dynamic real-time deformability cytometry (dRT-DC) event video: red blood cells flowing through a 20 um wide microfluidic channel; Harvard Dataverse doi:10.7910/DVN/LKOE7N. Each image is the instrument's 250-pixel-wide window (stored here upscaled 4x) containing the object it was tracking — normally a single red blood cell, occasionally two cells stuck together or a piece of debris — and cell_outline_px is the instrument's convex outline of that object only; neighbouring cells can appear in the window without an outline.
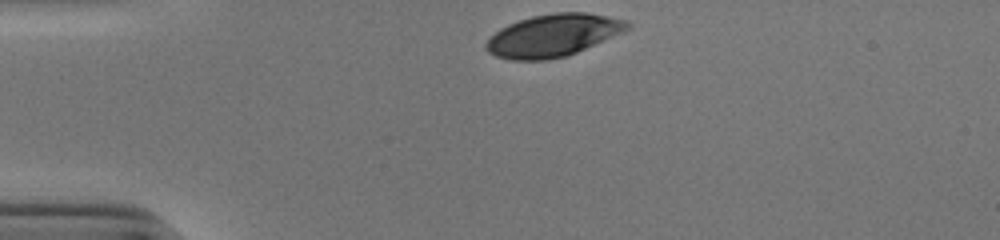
{"species": "human", "species_latin": "Homo sapiens", "temperature_condition": "cold", "stored_images_in_passage": 31, "camera_frame_rate_fps": 3000, "um_per_image_px": 0.085, "donor": {"sex": "male"}, "frame": {"image": 1, "passage_image": 1, "time_ms": 0.0, "image_size_px": [1000, 240], "cell_outline_px": [[632, 24], [624, 32], [568, 56], [548, 60], [512, 60], [496, 56], [488, 52], [484, 48], [484, 44], [500, 28], [508, 24], [532, 16], [556, 12], [584, 12], [628, 20]], "centroid_in_image_um": [47.03, 3.01], "position_along_channel_um": 38.0, "area_um2": 34.97}}
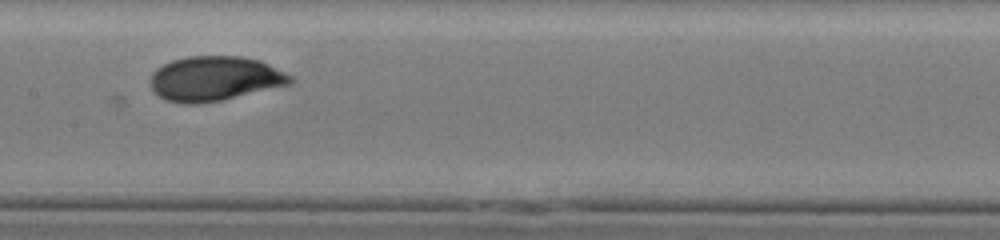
{"frame": {"image": 2, "passage_image": 16, "time_ms": 5.0, "image_size_px": [1000, 240], "cell_outline_px": [[296, 80], [292, 84], [220, 100], [196, 104], [184, 104], [164, 100], [152, 88], [152, 72], [156, 68], [172, 60], [188, 56], [240, 56], [260, 60], [292, 76]], "centroid_in_image_um": [18.27, 6.68], "position_along_channel_um": 189.1, "area_um2": 36.3}}
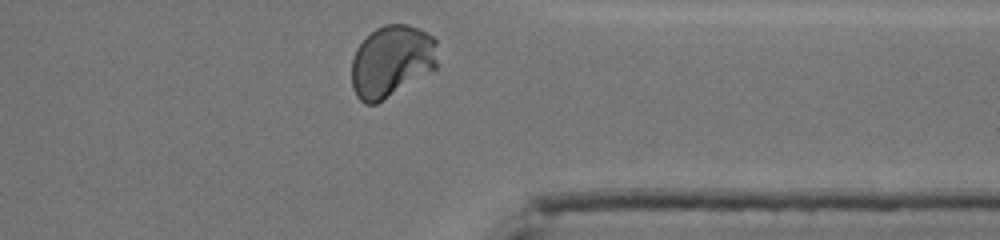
{"frame": {"image": 3, "passage_image": 31, "time_ms": 10.0, "image_size_px": [1000, 240], "cell_outline_px": [[440, 64], [436, 68], [376, 104], [364, 104], [356, 96], [352, 88], [352, 60], [356, 48], [376, 28], [384, 24], [408, 24], [420, 28], [432, 36], [436, 40]], "centroid_in_image_um": [33.31, 5.19], "position_along_channel_um": 378.1, "area_um2": 36.3}, "authors_computed_cell_mechanics": {"area_um2": 35.836, "velocity_mm_per_s": 3.861, "shape_relaxation_time_tau1_ms": 2.8138, "shape_relaxation_time_tau2_ms": null, "deformation_change_tau1": 0.1262, "deformation_change_tau2": null}}